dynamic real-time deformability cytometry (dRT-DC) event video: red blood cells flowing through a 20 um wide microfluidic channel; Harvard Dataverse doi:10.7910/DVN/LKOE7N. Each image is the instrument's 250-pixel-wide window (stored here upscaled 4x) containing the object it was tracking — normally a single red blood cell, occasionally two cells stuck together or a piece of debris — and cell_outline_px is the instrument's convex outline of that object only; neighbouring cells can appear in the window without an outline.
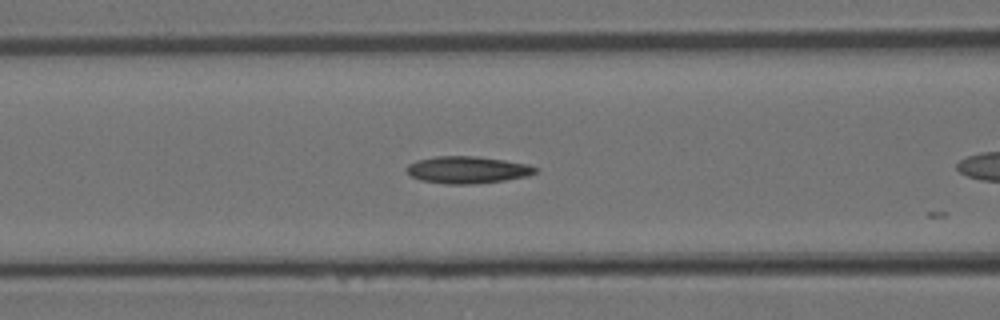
{"species": "Egyptian fruit bat (a non-hibernating species)", "species_latin": "Rousettus aegyptiacus", "temperature_condition": "room temperature", "stored_images_in_passage": 11, "camera_frame_rate_fps": 3000, "um_per_image_px": 0.085, "animal": {"sex": "female"}, "frame": {"image": 1, "passage_image": 7, "time_ms": 2.0, "image_size_px": [1000, 320], "cell_outline_px": [[540, 168], [536, 172], [528, 176], [504, 180], [472, 184], [448, 184], [420, 180], [412, 176], [404, 168], [408, 164], [416, 160], [436, 156], [476, 156], [504, 160], [528, 164]], "centroid_in_image_um": [39.73, 14.43], "position_along_channel_um": 126.9, "area_um2": 20.35}}
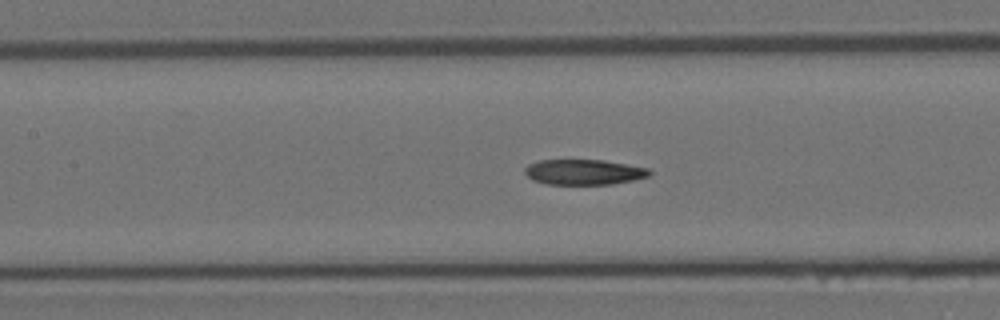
{"frame": {"image": 2, "passage_image": 9, "time_ms": 2.667, "image_size_px": [1000, 320], "cell_outline_px": [[652, 172], [648, 176], [632, 180], [612, 184], [544, 184], [532, 180], [524, 172], [524, 168], [528, 164], [540, 160], [604, 160], [648, 168]], "centroid_in_image_um": [49.59, 14.62], "position_along_channel_um": 157.8, "area_um2": 18.38}}